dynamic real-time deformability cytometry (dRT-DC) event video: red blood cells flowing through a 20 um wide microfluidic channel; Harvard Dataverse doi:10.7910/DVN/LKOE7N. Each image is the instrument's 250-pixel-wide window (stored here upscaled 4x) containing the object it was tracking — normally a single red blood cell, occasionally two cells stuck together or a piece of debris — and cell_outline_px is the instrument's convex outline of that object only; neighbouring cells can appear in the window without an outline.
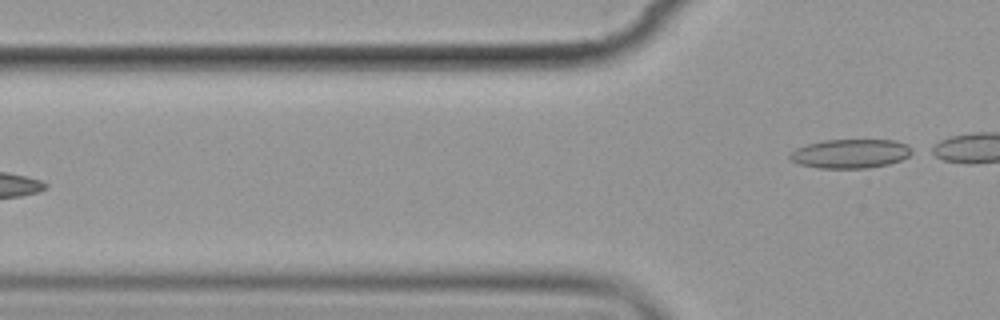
{"species": "common noctule bat (a hibernating species)", "species_latin": "Nyctalus noctula", "temperature_condition": "cold", "stored_images_in_passage": 6, "camera_frame_rate_fps": 3000, "um_per_image_px": 0.085, "animal": {"sex": "female", "body_mass_g": 19.9}, "frame": {"image": 1, "passage_image": 6, "time_ms": 6.0, "image_size_px": [1000, 320], "cell_outline_px": [[916, 152], [900, 160], [888, 164], [864, 168], [820, 168], [800, 164], [792, 160], [788, 156], [796, 148], [808, 144], [824, 140], [896, 140], [908, 144], [916, 148]], "centroid_in_image_um": [72.37, 13.05], "position_along_channel_um": 53.4, "area_um2": 20.75}}